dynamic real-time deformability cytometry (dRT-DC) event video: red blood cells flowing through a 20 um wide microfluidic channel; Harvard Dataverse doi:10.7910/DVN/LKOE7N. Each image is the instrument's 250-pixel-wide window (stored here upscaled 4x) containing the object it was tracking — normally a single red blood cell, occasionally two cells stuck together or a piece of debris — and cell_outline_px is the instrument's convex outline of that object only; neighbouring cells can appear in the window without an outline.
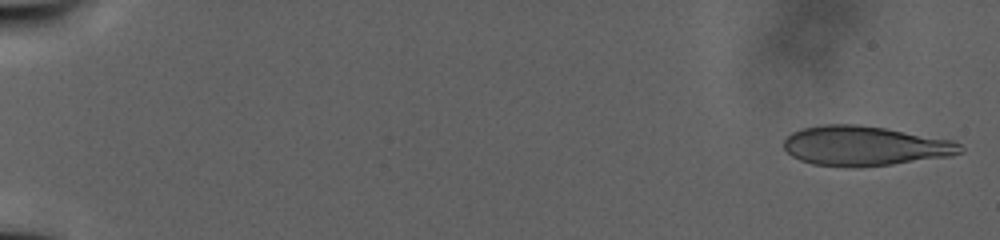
{"species": "human", "species_latin": "Homo sapiens", "temperature_condition": "warm", "stored_images_in_passage": 42, "camera_frame_rate_fps": 3000, "um_per_image_px": 0.085, "donor": {"sex": "male"}, "frame": {"image": 1, "passage_image": 1, "time_ms": 0.0, "image_size_px": [1000, 240], "cell_outline_px": [[964, 152], [952, 156], [892, 164], [860, 168], [852, 168], [812, 164], [800, 160], [792, 156], [784, 148], [784, 140], [792, 132], [800, 128], [824, 124], [856, 124], [884, 128], [952, 140], [960, 144], [964, 148]], "centroid_in_image_um": [73.5, 12.41], "position_along_channel_um": 11.5, "area_um2": 41.1}}
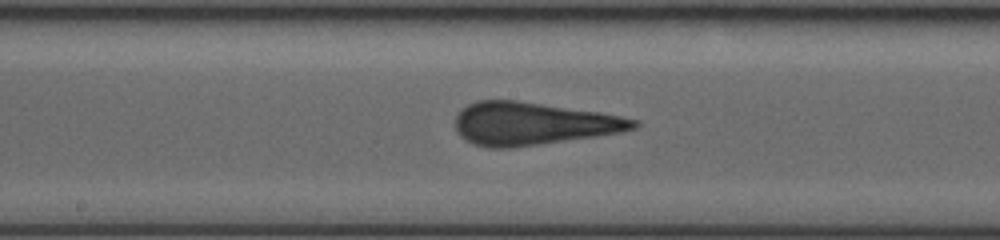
{"frame": {"image": 2, "passage_image": 24, "time_ms": 20.667, "image_size_px": [1000, 240], "cell_outline_px": [[640, 124], [636, 128], [620, 132], [596, 136], [540, 144], [508, 148], [488, 148], [472, 144], [464, 140], [456, 132], [456, 116], [460, 108], [476, 100], [516, 100], [600, 112], [640, 120]], "centroid_in_image_um": [45.26, 10.51], "position_along_channel_um": 202.9, "area_um2": 44.62}}
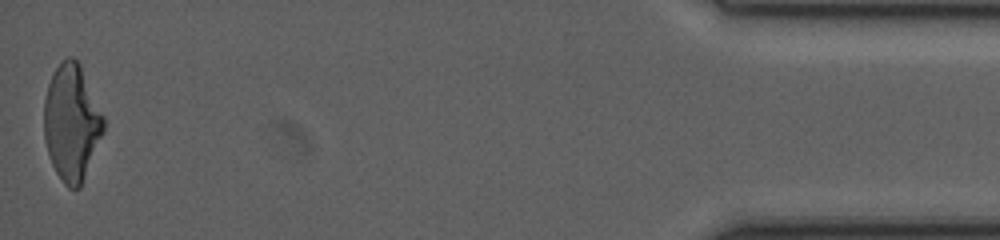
{"frame": {"image": 3, "passage_image": 42, "time_ms": 37.0, "image_size_px": [1000, 240], "cell_outline_px": [[104, 132], [80, 188], [68, 188], [64, 184], [56, 172], [52, 164], [48, 152], [44, 136], [44, 100], [48, 84], [52, 72], [68, 56], [72, 56], [80, 64], [104, 116]], "centroid_in_image_um": [6.09, 10.42], "position_along_channel_um": 429.1, "area_um2": 40.29}}